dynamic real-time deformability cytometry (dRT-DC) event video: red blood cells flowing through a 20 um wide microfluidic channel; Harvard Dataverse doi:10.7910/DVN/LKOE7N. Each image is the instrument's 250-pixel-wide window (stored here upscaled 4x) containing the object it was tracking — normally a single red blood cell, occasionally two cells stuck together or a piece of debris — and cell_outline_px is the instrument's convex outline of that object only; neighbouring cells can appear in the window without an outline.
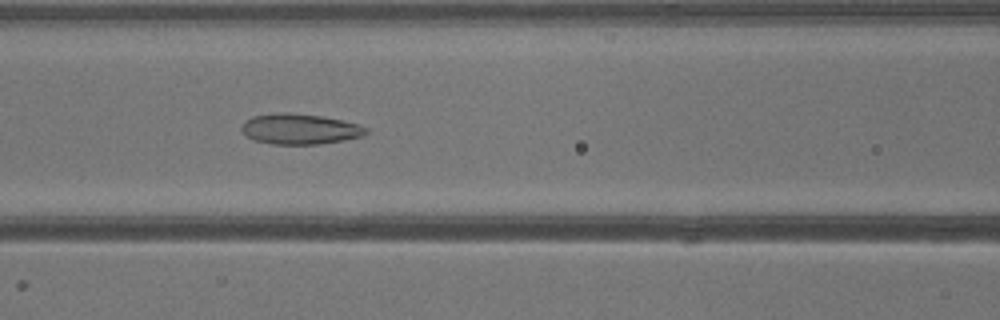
{"species": "common noctule bat (a hibernating species)", "species_latin": "Nyctalus noctula", "temperature_condition": "warm", "stored_images_in_passage": 41, "camera_frame_rate_fps": 3000, "um_per_image_px": 0.085, "animal": {"sex": "male", "body_mass_g": 13.3}, "frame": {"image": 1, "passage_image": 18, "time_ms": 5.667, "image_size_px": [1000, 320], "cell_outline_px": [[368, 132], [364, 136], [344, 140], [320, 144], [272, 144], [256, 140], [248, 136], [240, 128], [244, 120], [252, 116], [280, 112], [284, 112], [320, 116], [360, 124], [368, 128]], "centroid_in_image_um": [25.51, 10.96], "position_along_channel_um": 141.1, "area_um2": 22.08}}
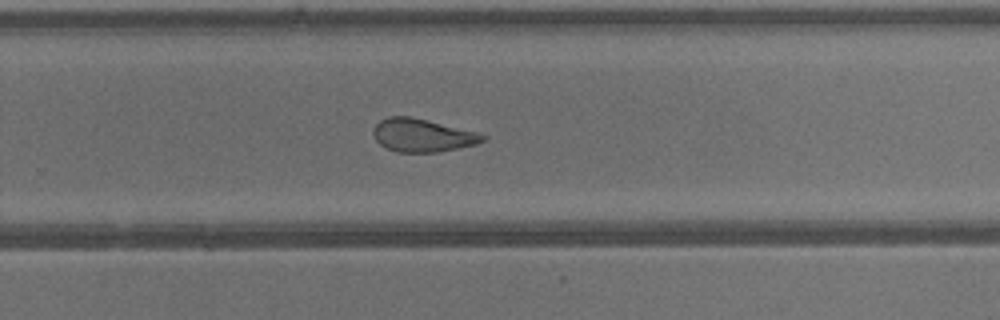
{"frame": {"image": 2, "passage_image": 27, "time_ms": 8.667, "image_size_px": [1000, 320], "cell_outline_px": [[488, 136], [484, 140], [476, 144], [436, 152], [396, 152], [380, 144], [376, 140], [372, 132], [372, 128], [380, 120], [388, 116], [408, 116], [476, 132]], "centroid_in_image_um": [35.85, 11.5], "position_along_channel_um": 293.9, "area_um2": 20.75}}
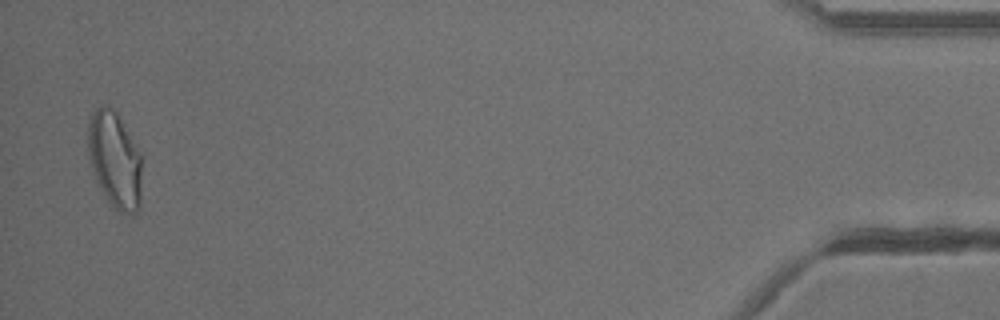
{"frame": {"image": 3, "passage_image": 40, "time_ms": 13.0, "image_size_px": [1000, 320], "cell_outline_px": [[144, 156], [140, 208], [132, 216], [128, 216], [120, 212], [104, 196], [96, 184], [88, 160], [88, 124], [92, 112], [96, 108], [104, 104], [108, 104], [116, 112]], "centroid_in_image_um": [9.79, 13.62], "position_along_channel_um": 425.4, "area_um2": 31.56}}